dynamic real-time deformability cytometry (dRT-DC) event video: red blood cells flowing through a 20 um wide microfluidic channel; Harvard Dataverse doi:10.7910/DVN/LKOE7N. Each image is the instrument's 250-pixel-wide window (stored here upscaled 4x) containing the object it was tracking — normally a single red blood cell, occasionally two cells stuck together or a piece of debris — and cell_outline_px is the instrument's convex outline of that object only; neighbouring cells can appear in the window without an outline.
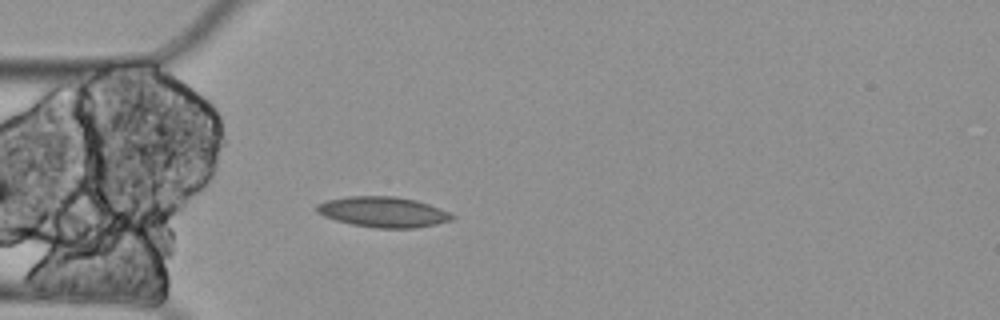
{"species": "Egyptian fruit bat (a non-hibernating species)", "species_latin": "Rousettus aegyptiacus", "temperature_condition": "cold", "stored_images_in_passage": 5, "camera_frame_rate_fps": 3000, "um_per_image_px": 0.085, "animal": {"sex": "female"}, "frame": {"image": 1, "passage_image": 5, "time_ms": 1.333, "image_size_px": [1000, 320], "cell_outline_px": [[456, 216], [452, 220], [436, 224], [416, 228], [376, 228], [352, 224], [336, 220], [324, 216], [316, 212], [316, 204], [328, 200], [348, 196], [396, 196], [416, 200], [428, 204], [448, 212]], "centroid_in_image_um": [32.56, 18.02], "position_along_channel_um": 52.4, "area_um2": 23.99}}